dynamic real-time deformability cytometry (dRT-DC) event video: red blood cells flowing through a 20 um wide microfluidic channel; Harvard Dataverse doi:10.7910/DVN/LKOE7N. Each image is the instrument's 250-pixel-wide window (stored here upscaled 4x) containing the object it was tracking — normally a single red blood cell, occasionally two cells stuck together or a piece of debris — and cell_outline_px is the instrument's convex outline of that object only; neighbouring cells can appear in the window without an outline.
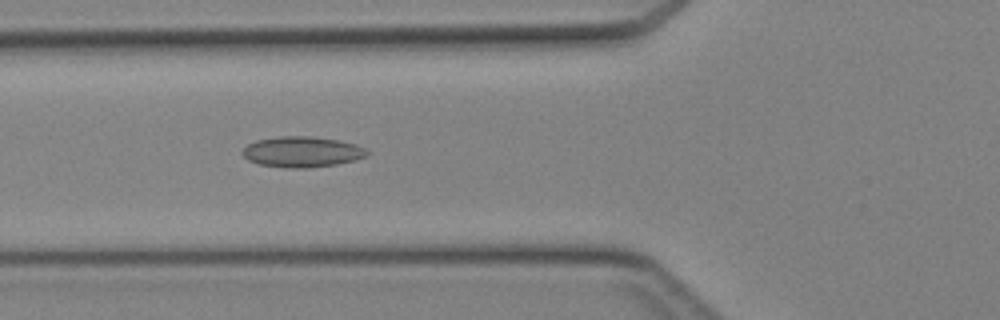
{"species": "Egyptian fruit bat (a non-hibernating species)", "species_latin": "Rousettus aegyptiacus", "temperature_condition": "cold", "stored_images_in_passage": 32, "camera_frame_rate_fps": 3000, "um_per_image_px": 0.085, "animal": {"sex": "female"}, "frame": {"image": 1, "passage_image": 4, "time_ms": 1.0, "image_size_px": [1000, 320], "cell_outline_px": [[372, 152], [368, 156], [356, 160], [336, 164], [308, 168], [292, 168], [260, 164], [248, 160], [240, 152], [248, 144], [256, 140], [280, 136], [308, 136], [336, 140], [356, 144]], "centroid_in_image_um": [25.7, 12.91], "position_along_channel_um": 100.1, "area_um2": 22.25}}
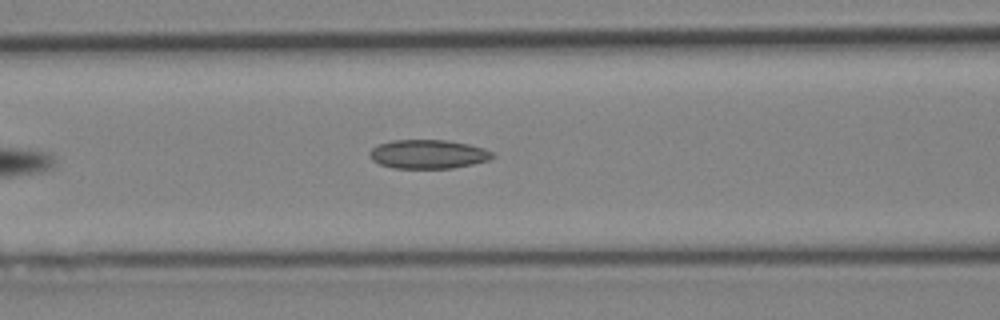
{"frame": {"image": 2, "passage_image": 6, "time_ms": 1.667, "image_size_px": [1000, 320], "cell_outline_px": [[496, 156], [488, 160], [472, 164], [452, 168], [392, 168], [380, 164], [372, 160], [372, 148], [376, 144], [392, 140], [448, 140], [468, 144], [484, 148], [492, 152]], "centroid_in_image_um": [36.41, 13.1], "position_along_channel_um": 130.2, "area_um2": 20.63}}
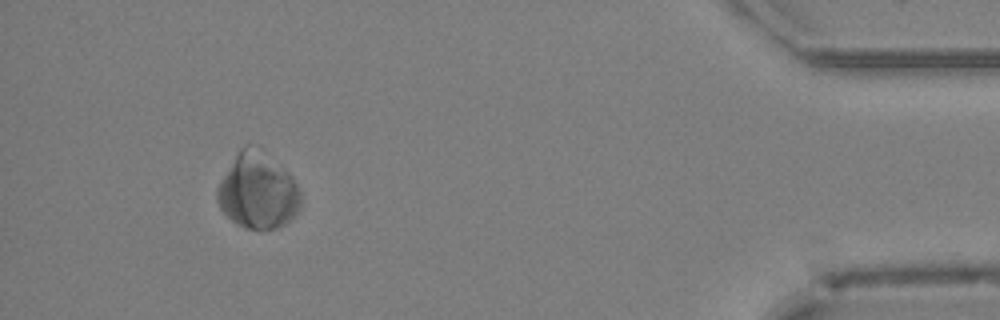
{"frame": {"image": 3, "passage_image": 29, "time_ms": 9.333, "image_size_px": [1000, 320], "cell_outline_px": [[300, 208], [284, 224], [276, 228], [244, 228], [232, 220], [220, 208], [216, 200], [216, 188], [220, 180], [240, 148], [244, 144], [248, 144], [288, 172], [292, 176], [300, 192]], "centroid_in_image_um": [21.87, 16.26], "position_along_channel_um": 413.3, "area_um2": 35.89}}